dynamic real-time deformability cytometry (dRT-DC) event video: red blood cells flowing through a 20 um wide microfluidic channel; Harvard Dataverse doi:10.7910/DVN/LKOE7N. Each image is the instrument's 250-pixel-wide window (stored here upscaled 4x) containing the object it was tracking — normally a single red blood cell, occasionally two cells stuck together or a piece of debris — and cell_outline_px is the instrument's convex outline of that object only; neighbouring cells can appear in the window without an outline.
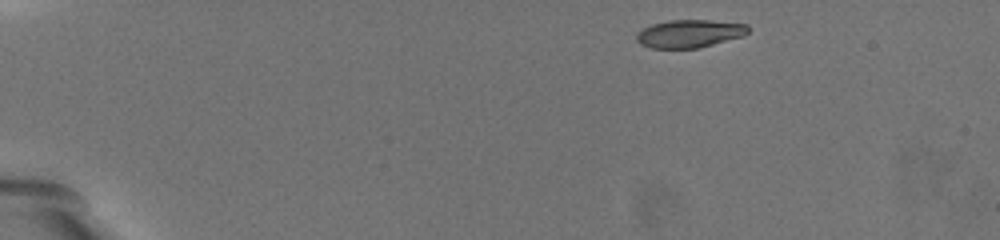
{"species": "common noctule bat (a hibernating species)", "species_latin": "Nyctalus noctula", "temperature_condition": "warm", "stored_images_in_passage": 46, "camera_frame_rate_fps": 3000, "um_per_image_px": 0.085, "animal": {"sex": "female", "body_mass_g": 19.5, "forearm_length_mm": 54.1}, "frame": {"image": 1, "passage_image": 1, "time_ms": 0.0, "image_size_px": [1000, 240], "cell_outline_px": [[748, 32], [744, 36], [696, 48], [652, 48], [640, 44], [636, 40], [636, 32], [652, 24], [668, 20], [708, 20], [748, 24]], "centroid_in_image_um": [58.58, 2.85], "position_along_channel_um": 26.4, "area_um2": 18.09}}
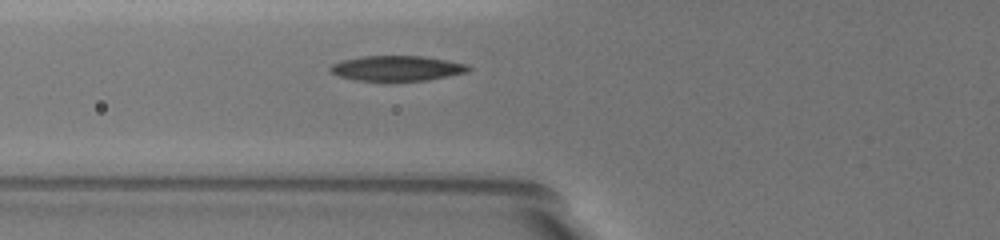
{"frame": {"image": 2, "passage_image": 17, "time_ms": 5.333, "image_size_px": [1000, 240], "cell_outline_px": [[472, 68], [468, 72], [428, 80], [384, 84], [356, 80], [340, 76], [332, 72], [328, 68], [332, 64], [344, 60], [360, 56], [424, 56], [448, 60], [468, 64]], "centroid_in_image_um": [33.76, 5.84], "position_along_channel_um": 92.0, "area_um2": 21.15}}
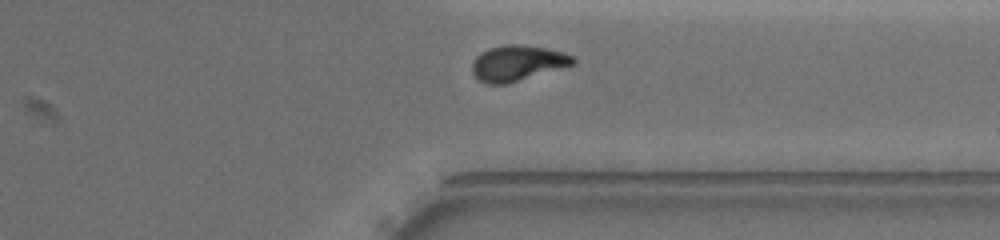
{"frame": {"image": 3, "passage_image": 42, "time_ms": 13.667, "image_size_px": [1000, 240], "cell_outline_px": [[576, 64], [508, 84], [484, 84], [472, 72], [472, 64], [476, 56], [488, 48], [504, 44], [516, 44], [544, 48], [564, 52], [572, 56], [576, 60]], "centroid_in_image_um": [43.99, 5.37], "position_along_channel_um": 367.4, "area_um2": 20.98}, "authors_computed_cell_mechanics": {"area_um2": 20.808, "velocity_mm_per_s": 3.2991, "shape_relaxation_time_tau1_ms": 4.1506, "shape_relaxation_time_tau2_ms": 1.927, "deformation_change_tau1": 0.1691, "deformation_change_tau2": 0.0682}}